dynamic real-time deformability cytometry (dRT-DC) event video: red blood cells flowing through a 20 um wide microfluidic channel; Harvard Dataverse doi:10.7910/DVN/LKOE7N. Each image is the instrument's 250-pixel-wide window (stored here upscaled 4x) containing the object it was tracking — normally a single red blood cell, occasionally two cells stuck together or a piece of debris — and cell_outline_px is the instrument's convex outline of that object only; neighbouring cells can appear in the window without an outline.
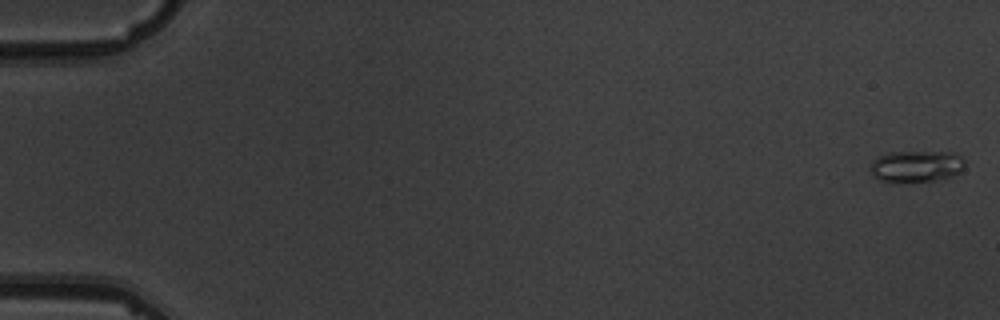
{"species": "common noctule bat (a hibernating species)", "species_latin": "Nyctalus noctula", "temperature_condition": "warm", "stored_images_in_passage": 5, "camera_frame_rate_fps": 3000, "um_per_image_px": 0.085, "animal": {"sex": "male", "body_mass_g": 19.5, "forearm_length_mm": 54.6}, "frame": {"image": 1, "passage_image": 1, "time_ms": 0.0, "image_size_px": [1000, 320], "cell_outline_px": [[964, 168], [960, 172], [952, 176], [936, 180], [904, 184], [880, 180], [872, 176], [868, 168], [872, 160], [876, 156], [888, 152], [952, 152], [960, 156], [964, 160]], "centroid_in_image_um": [77.81, 14.16], "position_along_channel_um": 7.2, "area_um2": 18.03}}
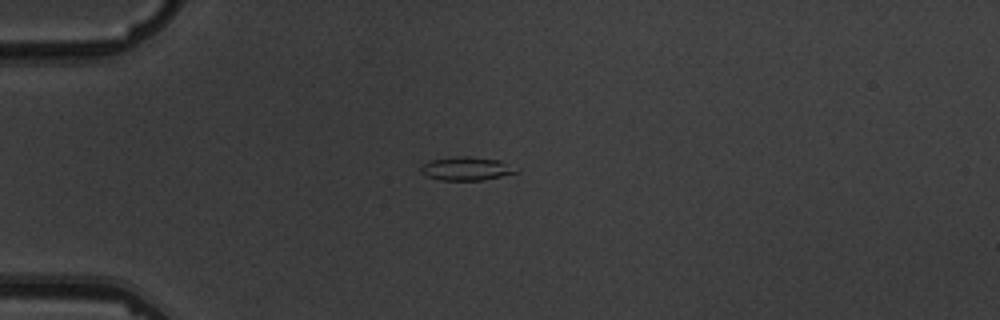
{"frame": {"image": 2, "passage_image": 5, "time_ms": 5.0, "image_size_px": [1000, 320], "cell_outline_px": [[520, 168], [516, 172], [484, 180], [440, 180], [424, 176], [420, 172], [420, 168], [428, 160], [456, 156], [468, 156], [500, 160]], "centroid_in_image_um": [39.62, 14.33], "position_along_channel_um": 45.4, "area_um2": 13.24}}